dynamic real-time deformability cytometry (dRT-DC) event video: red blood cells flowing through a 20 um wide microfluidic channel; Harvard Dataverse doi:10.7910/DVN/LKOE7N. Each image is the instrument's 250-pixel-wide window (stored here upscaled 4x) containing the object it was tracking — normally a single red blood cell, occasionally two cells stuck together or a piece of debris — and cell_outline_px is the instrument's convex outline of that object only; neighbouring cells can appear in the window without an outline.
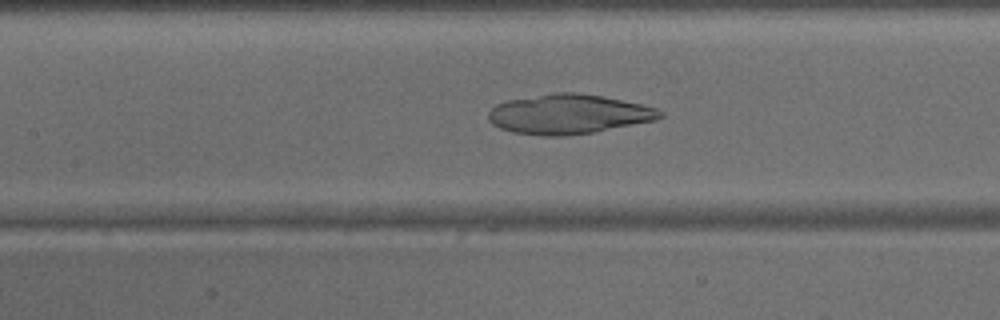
{"species": "common noctule bat (a hibernating species)", "species_latin": "Nyctalus noctula", "temperature_condition": "warm", "stored_images_in_passage": 42, "camera_frame_rate_fps": 3000, "um_per_image_px": 0.085, "animal": {"sex": "male", "body_mass_g": 15.6}, "frame": {"image": 1, "passage_image": 16, "time_ms": 5.0, "image_size_px": [1000, 320], "cell_outline_px": [[664, 116], [656, 120], [596, 132], [560, 136], [544, 136], [512, 132], [500, 128], [492, 124], [488, 120], [488, 112], [496, 104], [508, 100], [556, 92], [572, 92], [600, 96], [640, 104], [656, 108], [664, 112]], "centroid_in_image_um": [48.32, 9.71], "position_along_channel_um": 159.1, "area_um2": 39.54}}
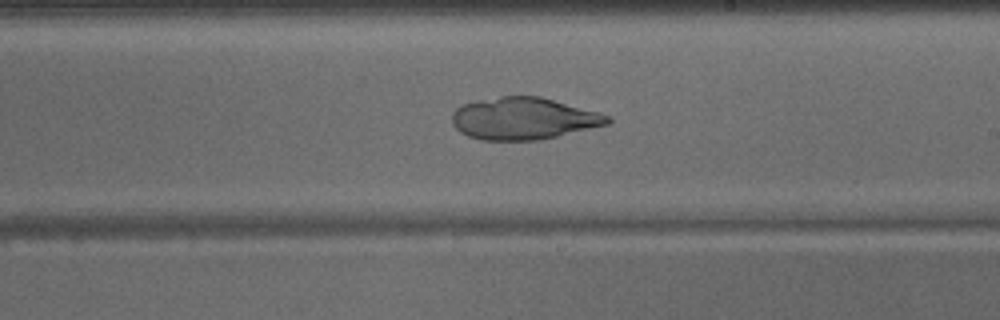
{"frame": {"image": 2, "passage_image": 22, "time_ms": 7.0, "image_size_px": [1000, 320], "cell_outline_px": [[612, 120], [608, 124], [540, 140], [480, 140], [468, 136], [460, 132], [452, 124], [452, 112], [456, 108], [464, 104], [476, 100], [500, 96], [540, 96], [600, 112], [608, 116]], "centroid_in_image_um": [44.48, 10.07], "position_along_channel_um": 244.5, "area_um2": 38.21}}
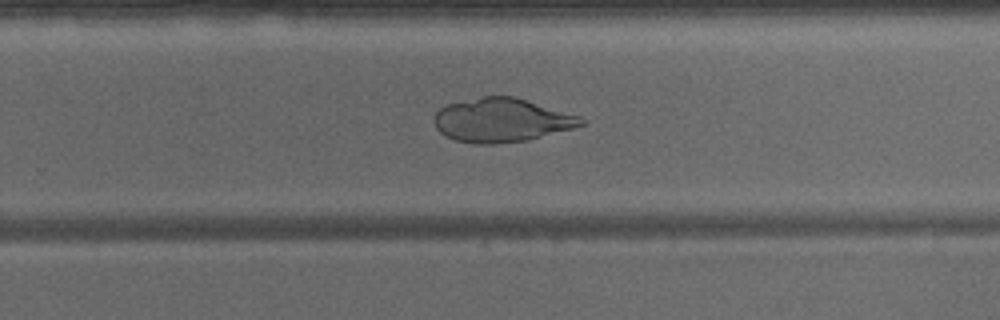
{"frame": {"image": 3, "passage_image": 25, "time_ms": 8.0, "image_size_px": [1000, 320], "cell_outline_px": [[588, 124], [528, 140], [496, 144], [476, 144], [456, 140], [444, 136], [436, 128], [432, 120], [436, 112], [444, 104], [484, 96], [512, 96], [580, 116], [588, 120]], "centroid_in_image_um": [42.62, 10.22], "position_along_channel_um": 287.2, "area_um2": 37.74}}